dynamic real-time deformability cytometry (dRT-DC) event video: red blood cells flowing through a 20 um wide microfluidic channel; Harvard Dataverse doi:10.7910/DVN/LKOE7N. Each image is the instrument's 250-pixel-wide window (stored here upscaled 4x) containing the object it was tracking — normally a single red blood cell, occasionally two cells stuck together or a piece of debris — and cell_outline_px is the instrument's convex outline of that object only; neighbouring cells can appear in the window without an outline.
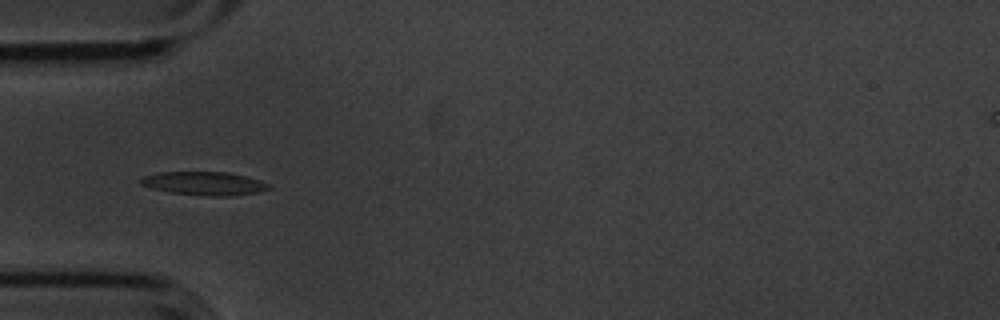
{"species": "common noctule bat (a hibernating species)", "species_latin": "Nyctalus noctula", "temperature_condition": "cold", "stored_images_in_passage": 9, "camera_frame_rate_fps": 3000, "um_per_image_px": 0.085, "animal": {"sex": "male", "body_mass_g": 20.1, "forearm_length_mm": 53.5}, "frame": {"image": 1, "passage_image": 6, "time_ms": 1.667, "image_size_px": [1000, 320], "cell_outline_px": [[272, 188], [256, 192], [228, 196], [208, 196], [172, 192], [152, 188], [140, 184], [140, 180], [144, 176], [156, 172], [228, 172], [248, 176], [260, 180], [268, 184]], "centroid_in_image_um": [17.37, 15.58], "position_along_channel_um": 67.6, "area_um2": 17.4}}
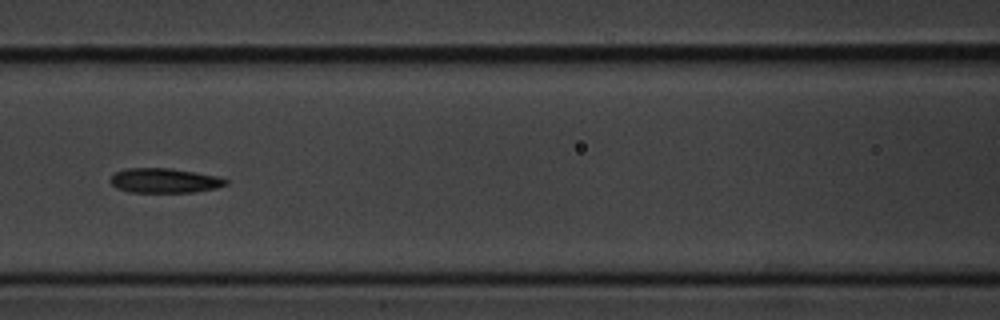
{"frame": {"image": 2, "passage_image": 8, "time_ms": 2.333, "image_size_px": [1000, 320], "cell_outline_px": [[228, 184], [216, 188], [192, 192], [128, 192], [116, 188], [108, 180], [116, 172], [128, 168], [172, 168], [220, 176], [228, 180]], "centroid_in_image_um": [14.0, 15.34], "position_along_channel_um": 152.6, "area_um2": 16.7}}
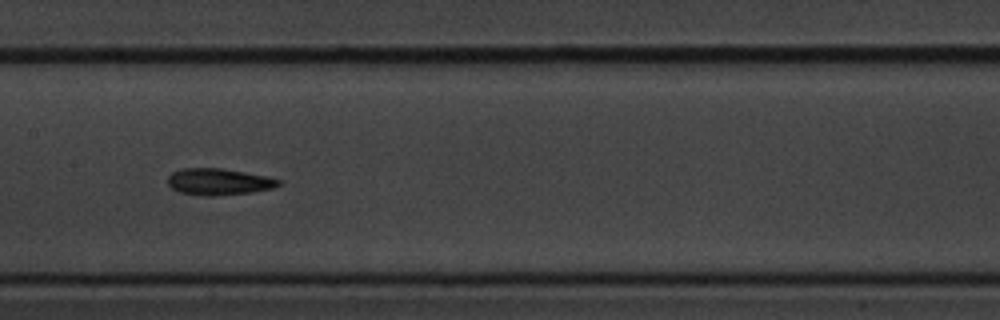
{"frame": {"image": 3, "passage_image": 9, "time_ms": 2.667, "image_size_px": [1000, 320], "cell_outline_px": [[280, 184], [272, 188], [252, 192], [216, 196], [200, 196], [180, 192], [172, 188], [168, 184], [168, 176], [172, 172], [180, 168], [220, 168], [268, 176], [280, 180]], "centroid_in_image_um": [18.56, 15.45], "position_along_channel_um": 188.8, "area_um2": 17.22}}